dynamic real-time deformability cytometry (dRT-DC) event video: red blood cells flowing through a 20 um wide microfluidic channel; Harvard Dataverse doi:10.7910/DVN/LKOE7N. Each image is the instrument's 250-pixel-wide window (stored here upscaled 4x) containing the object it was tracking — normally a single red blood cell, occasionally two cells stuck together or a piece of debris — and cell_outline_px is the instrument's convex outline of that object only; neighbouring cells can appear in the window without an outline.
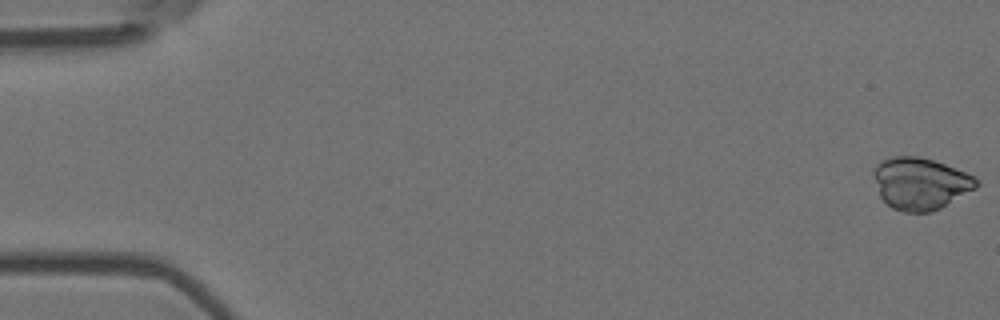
{"species": "Egyptian fruit bat (a non-hibernating species)", "species_latin": "Rousettus aegyptiacus", "temperature_condition": "room temperature", "stored_images_in_passage": 56, "camera_frame_rate_fps": 3000, "um_per_image_px": 0.085, "animal": {"sex": "female"}, "frame": {"image": 1, "passage_image": 1, "time_ms": 0.0, "image_size_px": [1000, 320], "cell_outline_px": [[980, 184], [976, 188], [940, 208], [932, 212], [904, 212], [892, 208], [880, 196], [872, 172], [876, 164], [892, 156], [920, 156], [944, 164], [964, 172], [980, 180]], "centroid_in_image_um": [78.23, 15.6], "position_along_channel_um": 6.8, "area_um2": 30.98}}
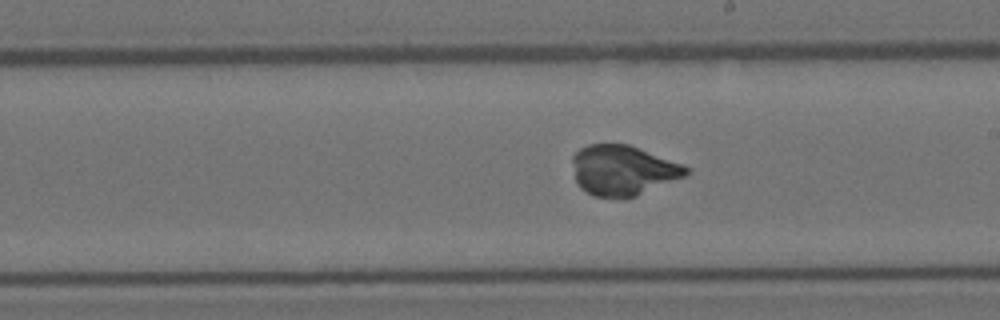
{"frame": {"image": 2, "passage_image": 32, "time_ms": 10.333, "image_size_px": [1000, 320], "cell_outline_px": [[692, 172], [684, 176], [636, 196], [624, 200], [592, 196], [580, 188], [576, 180], [572, 160], [572, 156], [580, 148], [588, 144], [628, 144], [684, 164]], "centroid_in_image_um": [52.94, 14.49], "position_along_channel_um": 236.1, "area_um2": 33.52}}
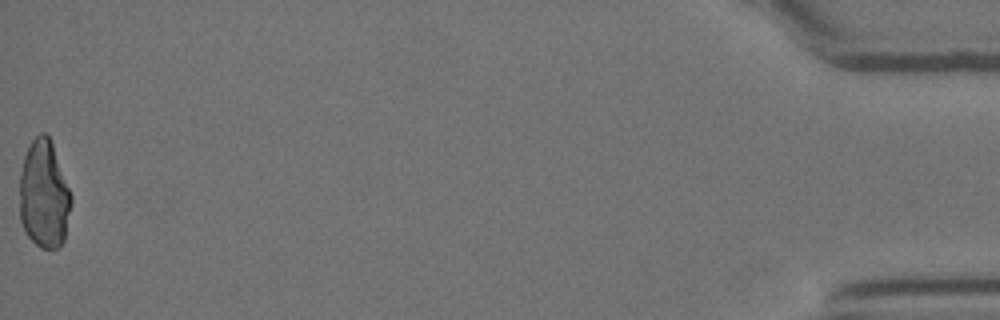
{"frame": {"image": 3, "passage_image": 56, "time_ms": 18.333, "image_size_px": [1000, 320], "cell_outline_px": [[72, 204], [64, 240], [60, 248], [40, 248], [28, 236], [20, 220], [20, 172], [24, 156], [32, 140], [40, 132], [44, 132], [48, 136], [52, 144], [72, 196]], "centroid_in_image_um": [3.75, 16.56], "position_along_channel_um": 431.5, "area_um2": 32.43}}